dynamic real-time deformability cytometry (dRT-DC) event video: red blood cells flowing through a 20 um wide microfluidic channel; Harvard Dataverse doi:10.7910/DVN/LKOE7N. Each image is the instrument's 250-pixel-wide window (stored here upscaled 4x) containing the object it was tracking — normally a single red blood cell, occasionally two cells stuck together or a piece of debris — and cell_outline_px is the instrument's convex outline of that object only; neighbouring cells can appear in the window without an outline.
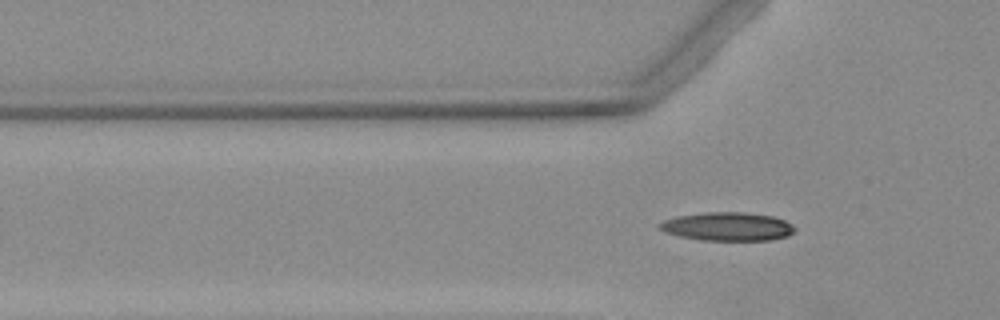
{"species": "Egyptian fruit bat (a non-hibernating species)", "species_latin": "Rousettus aegyptiacus", "temperature_condition": "warm", "stored_images_in_passage": 5, "camera_frame_rate_fps": 3000, "um_per_image_px": 0.085, "animal": {"sex": "female"}, "frame": {"image": 1, "passage_image": 3, "time_ms": 3.667, "image_size_px": [1000, 320], "cell_outline_px": [[796, 228], [788, 236], [772, 240], [700, 240], [680, 236], [664, 232], [656, 224], [664, 220], [676, 216], [704, 212], [744, 212], [772, 216], [784, 220], [792, 224]], "centroid_in_image_um": [61.82, 19.25], "position_along_channel_um": 64.0, "area_um2": 22.54}}
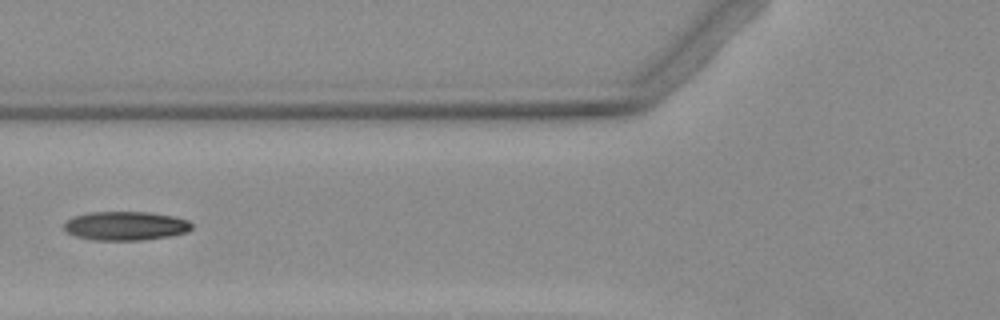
{"frame": {"image": 2, "passage_image": 4, "time_ms": 5.0, "image_size_px": [1000, 320], "cell_outline_px": [[192, 228], [188, 232], [168, 236], [140, 240], [92, 240], [76, 236], [64, 232], [64, 224], [72, 216], [88, 212], [148, 212], [176, 216], [188, 220], [192, 224]], "centroid_in_image_um": [10.66, 19.19], "position_along_channel_um": 115.1, "area_um2": 21.68}}
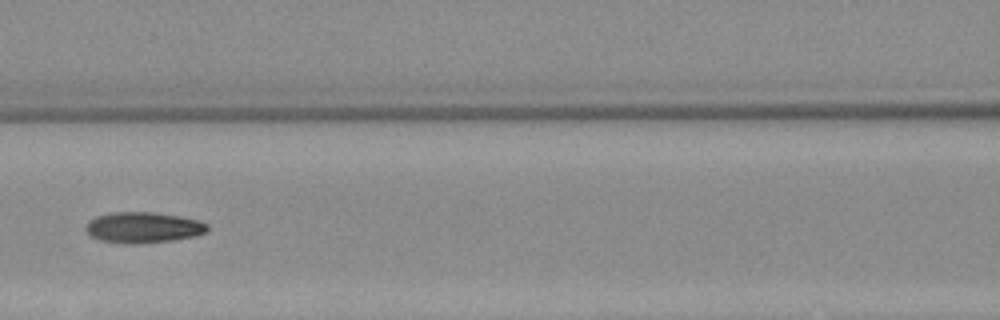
{"frame": {"image": 3, "passage_image": 5, "time_ms": 6.0, "image_size_px": [1000, 320], "cell_outline_px": [[208, 232], [196, 236], [172, 240], [136, 244], [128, 244], [100, 240], [92, 236], [84, 228], [96, 216], [112, 212], [152, 212], [200, 220], [208, 224]], "centroid_in_image_um": [12.21, 19.34], "position_along_channel_um": 154.4, "area_um2": 21.73}}